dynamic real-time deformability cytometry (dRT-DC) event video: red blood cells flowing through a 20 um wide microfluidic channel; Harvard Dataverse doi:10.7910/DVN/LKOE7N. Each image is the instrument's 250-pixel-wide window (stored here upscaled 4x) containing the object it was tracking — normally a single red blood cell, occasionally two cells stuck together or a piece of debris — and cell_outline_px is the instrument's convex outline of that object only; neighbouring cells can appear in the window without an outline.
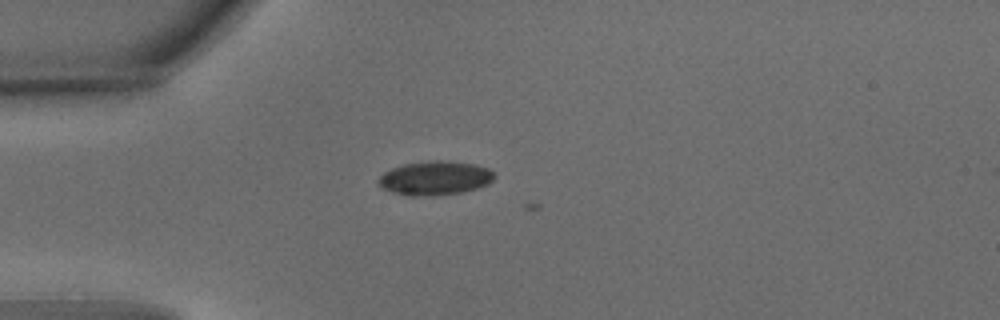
{"species": "common noctule bat (a hibernating species)", "species_latin": "Nyctalus noctula", "temperature_condition": "warm", "stored_images_in_passage": 3, "camera_frame_rate_fps": 3000, "um_per_image_px": 0.085, "animal": {"sex": "male", "body_mass_g": 15.6}, "frame": {"image": 1, "passage_image": 2, "time_ms": 0.333, "image_size_px": [1000, 320], "cell_outline_px": [[492, 180], [488, 184], [476, 188], [460, 192], [428, 196], [412, 196], [392, 192], [376, 184], [376, 180], [384, 172], [392, 168], [404, 164], [428, 160], [448, 160], [472, 164], [488, 168], [492, 172]], "centroid_in_image_um": [36.91, 15.13], "position_along_channel_um": 48.1, "area_um2": 22.83}}